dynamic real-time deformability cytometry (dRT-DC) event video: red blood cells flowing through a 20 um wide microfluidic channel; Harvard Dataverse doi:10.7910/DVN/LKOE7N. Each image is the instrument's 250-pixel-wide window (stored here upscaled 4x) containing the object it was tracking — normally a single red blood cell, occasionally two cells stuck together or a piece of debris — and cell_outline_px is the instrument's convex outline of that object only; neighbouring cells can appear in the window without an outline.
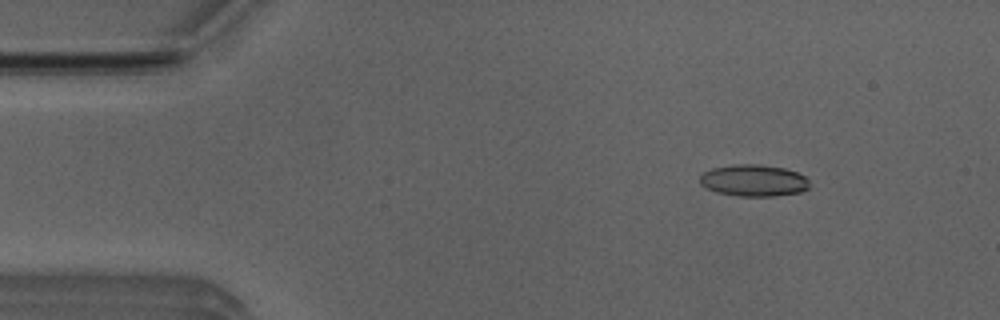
{"species": "Egyptian fruit bat (a non-hibernating species)", "species_latin": "Rousettus aegyptiacus", "temperature_condition": "room temperature", "stored_images_in_passage": 11, "camera_frame_rate_fps": 3000, "um_per_image_px": 0.085, "animal": {"sex": "male"}, "frame": {"image": 1, "passage_image": 7, "time_ms": 2.0, "image_size_px": [1000, 320], "cell_outline_px": [[808, 188], [800, 192], [772, 196], [736, 196], [716, 192], [700, 184], [700, 176], [704, 172], [712, 168], [732, 164], [760, 164], [784, 168], [796, 172], [804, 176], [808, 180]], "centroid_in_image_um": [64.04, 15.33], "position_along_channel_um": 21.0, "area_um2": 20.23}}